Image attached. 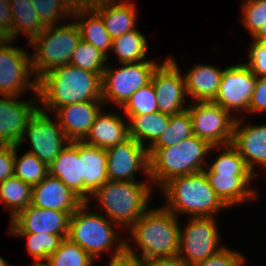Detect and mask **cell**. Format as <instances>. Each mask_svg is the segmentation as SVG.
Listing matches in <instances>:
<instances>
[{
    "instance_id": "cell-1",
    "label": "cell",
    "mask_w": 266,
    "mask_h": 266,
    "mask_svg": "<svg viewBox=\"0 0 266 266\" xmlns=\"http://www.w3.org/2000/svg\"><path fill=\"white\" fill-rule=\"evenodd\" d=\"M37 81L40 110L44 112L54 113L59 107L77 102L102 100V77L71 64L56 67Z\"/></svg>"
},
{
    "instance_id": "cell-2",
    "label": "cell",
    "mask_w": 266,
    "mask_h": 266,
    "mask_svg": "<svg viewBox=\"0 0 266 266\" xmlns=\"http://www.w3.org/2000/svg\"><path fill=\"white\" fill-rule=\"evenodd\" d=\"M157 208L147 209L128 229L134 243L141 247V254L137 255L127 239H125V252L140 262L152 258L176 256L179 252L181 225L178 217L164 206Z\"/></svg>"
},
{
    "instance_id": "cell-3",
    "label": "cell",
    "mask_w": 266,
    "mask_h": 266,
    "mask_svg": "<svg viewBox=\"0 0 266 266\" xmlns=\"http://www.w3.org/2000/svg\"><path fill=\"white\" fill-rule=\"evenodd\" d=\"M222 146H211L196 135L165 148H148L149 176L152 185L161 188L171 178L194 174L207 167V153ZM207 156V157H206ZM206 164V166H205Z\"/></svg>"
},
{
    "instance_id": "cell-4",
    "label": "cell",
    "mask_w": 266,
    "mask_h": 266,
    "mask_svg": "<svg viewBox=\"0 0 266 266\" xmlns=\"http://www.w3.org/2000/svg\"><path fill=\"white\" fill-rule=\"evenodd\" d=\"M167 205L178 217H215L214 213L228 208L216 195L203 171L171 178L161 187Z\"/></svg>"
},
{
    "instance_id": "cell-5",
    "label": "cell",
    "mask_w": 266,
    "mask_h": 266,
    "mask_svg": "<svg viewBox=\"0 0 266 266\" xmlns=\"http://www.w3.org/2000/svg\"><path fill=\"white\" fill-rule=\"evenodd\" d=\"M151 186L150 181L108 180L91 199L94 197L99 200L111 222L128 230L148 209L153 189Z\"/></svg>"
},
{
    "instance_id": "cell-6",
    "label": "cell",
    "mask_w": 266,
    "mask_h": 266,
    "mask_svg": "<svg viewBox=\"0 0 266 266\" xmlns=\"http://www.w3.org/2000/svg\"><path fill=\"white\" fill-rule=\"evenodd\" d=\"M89 207L88 202H84L71 215L67 237L94 260L109 249L113 252L111 258L122 255L125 252V239H120L116 230L112 228L114 223L101 212H87Z\"/></svg>"
},
{
    "instance_id": "cell-7",
    "label": "cell",
    "mask_w": 266,
    "mask_h": 266,
    "mask_svg": "<svg viewBox=\"0 0 266 266\" xmlns=\"http://www.w3.org/2000/svg\"><path fill=\"white\" fill-rule=\"evenodd\" d=\"M81 40V32L75 21L46 27L30 44L35 48L31 65L35 79L48 71L69 64L72 53Z\"/></svg>"
},
{
    "instance_id": "cell-8",
    "label": "cell",
    "mask_w": 266,
    "mask_h": 266,
    "mask_svg": "<svg viewBox=\"0 0 266 266\" xmlns=\"http://www.w3.org/2000/svg\"><path fill=\"white\" fill-rule=\"evenodd\" d=\"M158 65L157 62L151 60L122 63L120 68L107 65L102 76L104 104L111 102L122 108L139 88L150 83L152 74Z\"/></svg>"
},
{
    "instance_id": "cell-9",
    "label": "cell",
    "mask_w": 266,
    "mask_h": 266,
    "mask_svg": "<svg viewBox=\"0 0 266 266\" xmlns=\"http://www.w3.org/2000/svg\"><path fill=\"white\" fill-rule=\"evenodd\" d=\"M215 217H189L187 226L179 230L178 256L188 265L193 266L218 252L220 233Z\"/></svg>"
},
{
    "instance_id": "cell-10",
    "label": "cell",
    "mask_w": 266,
    "mask_h": 266,
    "mask_svg": "<svg viewBox=\"0 0 266 266\" xmlns=\"http://www.w3.org/2000/svg\"><path fill=\"white\" fill-rule=\"evenodd\" d=\"M187 110L192 119L193 135L207 141L211 146L232 143L237 116L232 117V114L212 101L194 102Z\"/></svg>"
},
{
    "instance_id": "cell-11",
    "label": "cell",
    "mask_w": 266,
    "mask_h": 266,
    "mask_svg": "<svg viewBox=\"0 0 266 266\" xmlns=\"http://www.w3.org/2000/svg\"><path fill=\"white\" fill-rule=\"evenodd\" d=\"M11 42L0 47V96L20 97L27 89L37 94L38 81L29 79L34 75L31 55Z\"/></svg>"
},
{
    "instance_id": "cell-12",
    "label": "cell",
    "mask_w": 266,
    "mask_h": 266,
    "mask_svg": "<svg viewBox=\"0 0 266 266\" xmlns=\"http://www.w3.org/2000/svg\"><path fill=\"white\" fill-rule=\"evenodd\" d=\"M28 136L31 149L40 161L49 166L59 153L68 145L70 140L63 133V129L56 120L50 118L47 111L38 110L30 119L18 146H22Z\"/></svg>"
},
{
    "instance_id": "cell-13",
    "label": "cell",
    "mask_w": 266,
    "mask_h": 266,
    "mask_svg": "<svg viewBox=\"0 0 266 266\" xmlns=\"http://www.w3.org/2000/svg\"><path fill=\"white\" fill-rule=\"evenodd\" d=\"M256 78L257 76L244 63L226 67L222 72L218 93L212 102L230 114L234 110L248 113Z\"/></svg>"
},
{
    "instance_id": "cell-14",
    "label": "cell",
    "mask_w": 266,
    "mask_h": 266,
    "mask_svg": "<svg viewBox=\"0 0 266 266\" xmlns=\"http://www.w3.org/2000/svg\"><path fill=\"white\" fill-rule=\"evenodd\" d=\"M174 58L168 57L159 64L151 77V84L157 96L158 111L174 115L185 111L187 98L185 78Z\"/></svg>"
},
{
    "instance_id": "cell-15",
    "label": "cell",
    "mask_w": 266,
    "mask_h": 266,
    "mask_svg": "<svg viewBox=\"0 0 266 266\" xmlns=\"http://www.w3.org/2000/svg\"><path fill=\"white\" fill-rule=\"evenodd\" d=\"M107 175L111 181H137L135 173L149 176L148 148L129 137L124 142L106 149Z\"/></svg>"
},
{
    "instance_id": "cell-16",
    "label": "cell",
    "mask_w": 266,
    "mask_h": 266,
    "mask_svg": "<svg viewBox=\"0 0 266 266\" xmlns=\"http://www.w3.org/2000/svg\"><path fill=\"white\" fill-rule=\"evenodd\" d=\"M75 211L44 209L30 204L10 220L9 233L54 234L68 236L70 217Z\"/></svg>"
},
{
    "instance_id": "cell-17",
    "label": "cell",
    "mask_w": 266,
    "mask_h": 266,
    "mask_svg": "<svg viewBox=\"0 0 266 266\" xmlns=\"http://www.w3.org/2000/svg\"><path fill=\"white\" fill-rule=\"evenodd\" d=\"M29 101H19L20 97L0 96V141L5 145H18L30 119L40 109L35 103L39 96ZM34 100V101H32Z\"/></svg>"
},
{
    "instance_id": "cell-18",
    "label": "cell",
    "mask_w": 266,
    "mask_h": 266,
    "mask_svg": "<svg viewBox=\"0 0 266 266\" xmlns=\"http://www.w3.org/2000/svg\"><path fill=\"white\" fill-rule=\"evenodd\" d=\"M103 100H88L59 107L57 116L63 133L70 141H82L103 107Z\"/></svg>"
},
{
    "instance_id": "cell-19",
    "label": "cell",
    "mask_w": 266,
    "mask_h": 266,
    "mask_svg": "<svg viewBox=\"0 0 266 266\" xmlns=\"http://www.w3.org/2000/svg\"><path fill=\"white\" fill-rule=\"evenodd\" d=\"M242 121L239 118L235 120L231 144L255 175V163L266 169V124L258 126L250 124L242 127Z\"/></svg>"
},
{
    "instance_id": "cell-20",
    "label": "cell",
    "mask_w": 266,
    "mask_h": 266,
    "mask_svg": "<svg viewBox=\"0 0 266 266\" xmlns=\"http://www.w3.org/2000/svg\"><path fill=\"white\" fill-rule=\"evenodd\" d=\"M83 203L76 193L50 174L32 188L33 206L58 211H76Z\"/></svg>"
},
{
    "instance_id": "cell-21",
    "label": "cell",
    "mask_w": 266,
    "mask_h": 266,
    "mask_svg": "<svg viewBox=\"0 0 266 266\" xmlns=\"http://www.w3.org/2000/svg\"><path fill=\"white\" fill-rule=\"evenodd\" d=\"M203 172L216 195L228 208L257 198L256 191L249 187L255 175L213 172L210 168H204Z\"/></svg>"
},
{
    "instance_id": "cell-22",
    "label": "cell",
    "mask_w": 266,
    "mask_h": 266,
    "mask_svg": "<svg viewBox=\"0 0 266 266\" xmlns=\"http://www.w3.org/2000/svg\"><path fill=\"white\" fill-rule=\"evenodd\" d=\"M81 180H84V202L108 181L106 149L79 141Z\"/></svg>"
},
{
    "instance_id": "cell-23",
    "label": "cell",
    "mask_w": 266,
    "mask_h": 266,
    "mask_svg": "<svg viewBox=\"0 0 266 266\" xmlns=\"http://www.w3.org/2000/svg\"><path fill=\"white\" fill-rule=\"evenodd\" d=\"M92 9L101 17L112 39L136 29L137 11L132 2L126 0H98Z\"/></svg>"
},
{
    "instance_id": "cell-24",
    "label": "cell",
    "mask_w": 266,
    "mask_h": 266,
    "mask_svg": "<svg viewBox=\"0 0 266 266\" xmlns=\"http://www.w3.org/2000/svg\"><path fill=\"white\" fill-rule=\"evenodd\" d=\"M128 138V124L124 123L122 117L111 112L105 113L102 109L82 141L102 149H107L124 142Z\"/></svg>"
},
{
    "instance_id": "cell-25",
    "label": "cell",
    "mask_w": 266,
    "mask_h": 266,
    "mask_svg": "<svg viewBox=\"0 0 266 266\" xmlns=\"http://www.w3.org/2000/svg\"><path fill=\"white\" fill-rule=\"evenodd\" d=\"M48 168L50 175L60 179L84 201V180H81L79 141H70Z\"/></svg>"
},
{
    "instance_id": "cell-26",
    "label": "cell",
    "mask_w": 266,
    "mask_h": 266,
    "mask_svg": "<svg viewBox=\"0 0 266 266\" xmlns=\"http://www.w3.org/2000/svg\"><path fill=\"white\" fill-rule=\"evenodd\" d=\"M223 69L207 64H196L185 73L187 95L193 97L194 102L213 101L218 93Z\"/></svg>"
},
{
    "instance_id": "cell-27",
    "label": "cell",
    "mask_w": 266,
    "mask_h": 266,
    "mask_svg": "<svg viewBox=\"0 0 266 266\" xmlns=\"http://www.w3.org/2000/svg\"><path fill=\"white\" fill-rule=\"evenodd\" d=\"M72 20L81 32V39L91 43L108 57L112 48V38L107 32L101 17L92 8L75 9Z\"/></svg>"
},
{
    "instance_id": "cell-28",
    "label": "cell",
    "mask_w": 266,
    "mask_h": 266,
    "mask_svg": "<svg viewBox=\"0 0 266 266\" xmlns=\"http://www.w3.org/2000/svg\"><path fill=\"white\" fill-rule=\"evenodd\" d=\"M129 119V137L135 139L144 147H151L161 134L166 130L170 116L162 112L151 114L126 115ZM150 141L149 146H145L144 141Z\"/></svg>"
},
{
    "instance_id": "cell-29",
    "label": "cell",
    "mask_w": 266,
    "mask_h": 266,
    "mask_svg": "<svg viewBox=\"0 0 266 266\" xmlns=\"http://www.w3.org/2000/svg\"><path fill=\"white\" fill-rule=\"evenodd\" d=\"M9 5L12 13L13 41L17 35L25 33L29 36L30 43L46 28L30 0H10Z\"/></svg>"
},
{
    "instance_id": "cell-30",
    "label": "cell",
    "mask_w": 266,
    "mask_h": 266,
    "mask_svg": "<svg viewBox=\"0 0 266 266\" xmlns=\"http://www.w3.org/2000/svg\"><path fill=\"white\" fill-rule=\"evenodd\" d=\"M32 186L15 176L0 183V201L11 211V220L31 204Z\"/></svg>"
},
{
    "instance_id": "cell-31",
    "label": "cell",
    "mask_w": 266,
    "mask_h": 266,
    "mask_svg": "<svg viewBox=\"0 0 266 266\" xmlns=\"http://www.w3.org/2000/svg\"><path fill=\"white\" fill-rule=\"evenodd\" d=\"M147 40L135 29L112 40L111 51L115 52L121 63L144 61L147 56Z\"/></svg>"
},
{
    "instance_id": "cell-32",
    "label": "cell",
    "mask_w": 266,
    "mask_h": 266,
    "mask_svg": "<svg viewBox=\"0 0 266 266\" xmlns=\"http://www.w3.org/2000/svg\"><path fill=\"white\" fill-rule=\"evenodd\" d=\"M93 260L78 244L66 237L43 266H92Z\"/></svg>"
},
{
    "instance_id": "cell-33",
    "label": "cell",
    "mask_w": 266,
    "mask_h": 266,
    "mask_svg": "<svg viewBox=\"0 0 266 266\" xmlns=\"http://www.w3.org/2000/svg\"><path fill=\"white\" fill-rule=\"evenodd\" d=\"M193 135L192 119L186 109L185 111L170 116L166 130L157 141L149 148H165L176 145Z\"/></svg>"
},
{
    "instance_id": "cell-34",
    "label": "cell",
    "mask_w": 266,
    "mask_h": 266,
    "mask_svg": "<svg viewBox=\"0 0 266 266\" xmlns=\"http://www.w3.org/2000/svg\"><path fill=\"white\" fill-rule=\"evenodd\" d=\"M18 148L19 146L15 145L14 176L33 187L44 180L49 174V168L30 152L18 158Z\"/></svg>"
},
{
    "instance_id": "cell-35",
    "label": "cell",
    "mask_w": 266,
    "mask_h": 266,
    "mask_svg": "<svg viewBox=\"0 0 266 266\" xmlns=\"http://www.w3.org/2000/svg\"><path fill=\"white\" fill-rule=\"evenodd\" d=\"M18 237H27V251L34 258L32 266H43L48 257L55 252L62 238L54 234L10 233Z\"/></svg>"
},
{
    "instance_id": "cell-36",
    "label": "cell",
    "mask_w": 266,
    "mask_h": 266,
    "mask_svg": "<svg viewBox=\"0 0 266 266\" xmlns=\"http://www.w3.org/2000/svg\"><path fill=\"white\" fill-rule=\"evenodd\" d=\"M107 56L91 43L80 40L72 53L69 64L103 76L107 66Z\"/></svg>"
},
{
    "instance_id": "cell-37",
    "label": "cell",
    "mask_w": 266,
    "mask_h": 266,
    "mask_svg": "<svg viewBox=\"0 0 266 266\" xmlns=\"http://www.w3.org/2000/svg\"><path fill=\"white\" fill-rule=\"evenodd\" d=\"M222 148L224 150L209 165L213 172L233 173V175H254L232 144L223 145Z\"/></svg>"
},
{
    "instance_id": "cell-38",
    "label": "cell",
    "mask_w": 266,
    "mask_h": 266,
    "mask_svg": "<svg viewBox=\"0 0 266 266\" xmlns=\"http://www.w3.org/2000/svg\"><path fill=\"white\" fill-rule=\"evenodd\" d=\"M45 27L55 26L60 19H72L73 9L65 0H30ZM61 17V18H60Z\"/></svg>"
},
{
    "instance_id": "cell-39",
    "label": "cell",
    "mask_w": 266,
    "mask_h": 266,
    "mask_svg": "<svg viewBox=\"0 0 266 266\" xmlns=\"http://www.w3.org/2000/svg\"><path fill=\"white\" fill-rule=\"evenodd\" d=\"M122 108L125 115H147L158 112L157 96L151 82L139 88Z\"/></svg>"
},
{
    "instance_id": "cell-40",
    "label": "cell",
    "mask_w": 266,
    "mask_h": 266,
    "mask_svg": "<svg viewBox=\"0 0 266 266\" xmlns=\"http://www.w3.org/2000/svg\"><path fill=\"white\" fill-rule=\"evenodd\" d=\"M242 8L244 26L253 36L266 22V0H246Z\"/></svg>"
},
{
    "instance_id": "cell-41",
    "label": "cell",
    "mask_w": 266,
    "mask_h": 266,
    "mask_svg": "<svg viewBox=\"0 0 266 266\" xmlns=\"http://www.w3.org/2000/svg\"><path fill=\"white\" fill-rule=\"evenodd\" d=\"M245 256L225 246L202 262L193 266H244Z\"/></svg>"
},
{
    "instance_id": "cell-42",
    "label": "cell",
    "mask_w": 266,
    "mask_h": 266,
    "mask_svg": "<svg viewBox=\"0 0 266 266\" xmlns=\"http://www.w3.org/2000/svg\"><path fill=\"white\" fill-rule=\"evenodd\" d=\"M248 53L249 61L245 65L248 66L251 71L257 77H266V43H260L252 41Z\"/></svg>"
},
{
    "instance_id": "cell-43",
    "label": "cell",
    "mask_w": 266,
    "mask_h": 266,
    "mask_svg": "<svg viewBox=\"0 0 266 266\" xmlns=\"http://www.w3.org/2000/svg\"><path fill=\"white\" fill-rule=\"evenodd\" d=\"M266 112V77H257L248 113Z\"/></svg>"
},
{
    "instance_id": "cell-44",
    "label": "cell",
    "mask_w": 266,
    "mask_h": 266,
    "mask_svg": "<svg viewBox=\"0 0 266 266\" xmlns=\"http://www.w3.org/2000/svg\"><path fill=\"white\" fill-rule=\"evenodd\" d=\"M15 146L0 148V183L14 176Z\"/></svg>"
},
{
    "instance_id": "cell-45",
    "label": "cell",
    "mask_w": 266,
    "mask_h": 266,
    "mask_svg": "<svg viewBox=\"0 0 266 266\" xmlns=\"http://www.w3.org/2000/svg\"><path fill=\"white\" fill-rule=\"evenodd\" d=\"M141 263L142 266H188L178 255L152 258Z\"/></svg>"
},
{
    "instance_id": "cell-46",
    "label": "cell",
    "mask_w": 266,
    "mask_h": 266,
    "mask_svg": "<svg viewBox=\"0 0 266 266\" xmlns=\"http://www.w3.org/2000/svg\"><path fill=\"white\" fill-rule=\"evenodd\" d=\"M0 26L5 29L11 40L13 41V22L12 13L9 3H4L0 1Z\"/></svg>"
},
{
    "instance_id": "cell-47",
    "label": "cell",
    "mask_w": 266,
    "mask_h": 266,
    "mask_svg": "<svg viewBox=\"0 0 266 266\" xmlns=\"http://www.w3.org/2000/svg\"><path fill=\"white\" fill-rule=\"evenodd\" d=\"M108 266H142V263L134 256L124 252L122 255L113 257Z\"/></svg>"
},
{
    "instance_id": "cell-48",
    "label": "cell",
    "mask_w": 266,
    "mask_h": 266,
    "mask_svg": "<svg viewBox=\"0 0 266 266\" xmlns=\"http://www.w3.org/2000/svg\"><path fill=\"white\" fill-rule=\"evenodd\" d=\"M73 9L92 8L98 0H65Z\"/></svg>"
},
{
    "instance_id": "cell-49",
    "label": "cell",
    "mask_w": 266,
    "mask_h": 266,
    "mask_svg": "<svg viewBox=\"0 0 266 266\" xmlns=\"http://www.w3.org/2000/svg\"><path fill=\"white\" fill-rule=\"evenodd\" d=\"M252 39L256 42L266 43V22L252 36Z\"/></svg>"
},
{
    "instance_id": "cell-50",
    "label": "cell",
    "mask_w": 266,
    "mask_h": 266,
    "mask_svg": "<svg viewBox=\"0 0 266 266\" xmlns=\"http://www.w3.org/2000/svg\"><path fill=\"white\" fill-rule=\"evenodd\" d=\"M11 41L9 33L0 26V47Z\"/></svg>"
},
{
    "instance_id": "cell-51",
    "label": "cell",
    "mask_w": 266,
    "mask_h": 266,
    "mask_svg": "<svg viewBox=\"0 0 266 266\" xmlns=\"http://www.w3.org/2000/svg\"><path fill=\"white\" fill-rule=\"evenodd\" d=\"M0 266H10V265L4 260V258L0 256Z\"/></svg>"
},
{
    "instance_id": "cell-52",
    "label": "cell",
    "mask_w": 266,
    "mask_h": 266,
    "mask_svg": "<svg viewBox=\"0 0 266 266\" xmlns=\"http://www.w3.org/2000/svg\"><path fill=\"white\" fill-rule=\"evenodd\" d=\"M1 2H4V3H9L10 0H0Z\"/></svg>"
},
{
    "instance_id": "cell-53",
    "label": "cell",
    "mask_w": 266,
    "mask_h": 266,
    "mask_svg": "<svg viewBox=\"0 0 266 266\" xmlns=\"http://www.w3.org/2000/svg\"><path fill=\"white\" fill-rule=\"evenodd\" d=\"M5 144L0 141V148H2Z\"/></svg>"
}]
</instances>
